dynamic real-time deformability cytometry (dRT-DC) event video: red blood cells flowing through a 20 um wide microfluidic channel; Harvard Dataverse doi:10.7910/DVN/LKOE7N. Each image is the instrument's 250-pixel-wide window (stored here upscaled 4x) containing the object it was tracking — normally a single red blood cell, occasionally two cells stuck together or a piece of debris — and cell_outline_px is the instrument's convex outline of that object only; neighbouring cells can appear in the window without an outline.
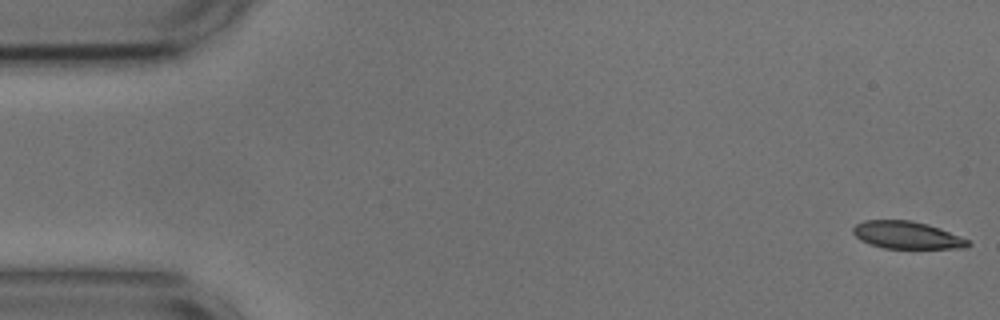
{"species": "common noctule bat (a hibernating species)", "species_latin": "Nyctalus noctula", "temperature_condition": "cold", "stored_images_in_passage": 12, "camera_frame_rate_fps": 3000, "um_per_image_px": 0.085, "animal": {"sex": "male", "body_mass_g": 17.9, "forearm_length_mm": 54.2}, "frame": {"image": 1, "passage_image": 1, "time_ms": 0.0, "image_size_px": [1000, 320], "cell_outline_px": [[972, 244], [964, 248], [884, 248], [860, 240], [852, 232], [852, 228], [856, 224], [864, 220], [912, 220], [928, 224], [940, 228], [960, 236], [968, 240]], "centroid_in_image_um": [77.08, 19.97], "position_along_channel_um": 7.9, "area_um2": 18.32}}